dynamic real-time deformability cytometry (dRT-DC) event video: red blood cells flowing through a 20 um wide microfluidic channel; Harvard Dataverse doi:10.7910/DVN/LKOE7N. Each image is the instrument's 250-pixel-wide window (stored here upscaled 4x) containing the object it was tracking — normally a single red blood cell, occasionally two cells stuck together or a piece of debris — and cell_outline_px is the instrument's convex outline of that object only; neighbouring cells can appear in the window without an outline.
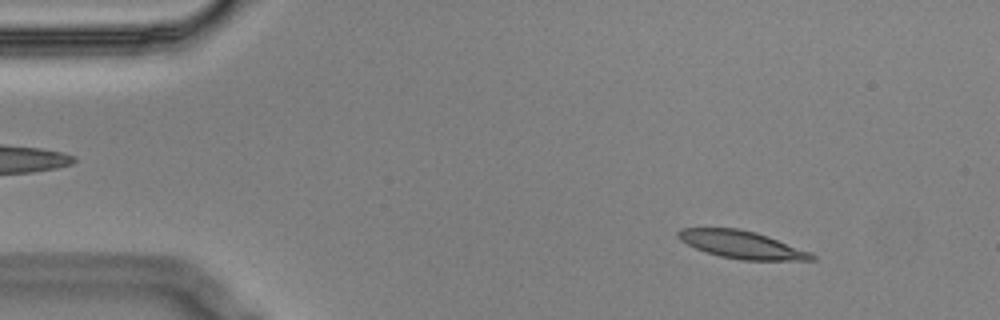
{"species": "Egyptian fruit bat (a non-hibernating species)", "species_latin": "Rousettus aegyptiacus", "temperature_condition": "cold", "stored_images_in_passage": 56, "camera_frame_rate_fps": 3000, "um_per_image_px": 0.085, "animal": {"sex": "male"}, "frame": {"image": 1, "passage_image": 6, "time_ms": 1.667, "image_size_px": [1000, 320], "cell_outline_px": [[816, 260], [740, 260], [720, 256], [704, 252], [680, 240], [676, 236], [676, 232], [680, 228], [736, 228], [756, 232], [768, 236], [812, 252], [816, 256]], "centroid_in_image_um": [63.05, 20.8], "position_along_channel_um": 21.9, "area_um2": 21.62}}
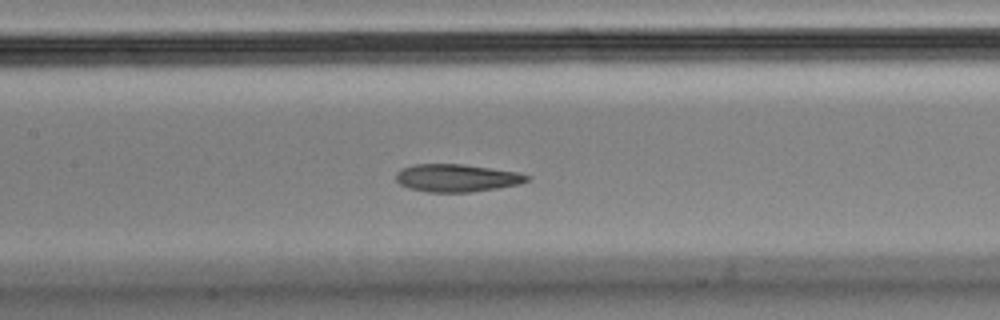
{"frame": {"image": 2, "passage_image": 25, "time_ms": 8.0, "image_size_px": [1000, 320], "cell_outline_px": [[532, 176], [528, 180], [520, 184], [472, 192], [428, 192], [408, 188], [400, 184], [396, 180], [396, 172], [400, 168], [416, 164], [464, 164], [516, 172]], "centroid_in_image_um": [38.8, 15.12], "position_along_channel_um": 168.6, "area_um2": 21.15}}
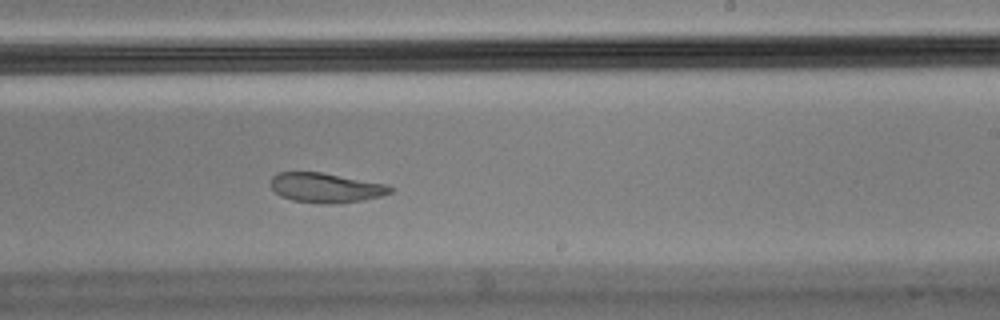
{"frame": {"image": 3, "passage_image": 33, "time_ms": 10.667, "image_size_px": [1000, 320], "cell_outline_px": [[396, 188], [392, 192], [380, 196], [360, 200], [328, 204], [292, 200], [280, 196], [272, 188], [272, 176], [276, 172], [320, 172], [388, 184]], "centroid_in_image_um": [27.71, 15.94], "position_along_channel_um": 261.3, "area_um2": 20.52}, "authors_computed_cell_mechanics": {"area_um2": 21.964, "velocity_mm_per_s": 3.4938, "shape_relaxation_time_tau1_ms": 10.9736, "shape_relaxation_time_tau2_ms": 1.8986, "deformation_change_tau1": 0.294, "deformation_change_tau2": 0.0762}}